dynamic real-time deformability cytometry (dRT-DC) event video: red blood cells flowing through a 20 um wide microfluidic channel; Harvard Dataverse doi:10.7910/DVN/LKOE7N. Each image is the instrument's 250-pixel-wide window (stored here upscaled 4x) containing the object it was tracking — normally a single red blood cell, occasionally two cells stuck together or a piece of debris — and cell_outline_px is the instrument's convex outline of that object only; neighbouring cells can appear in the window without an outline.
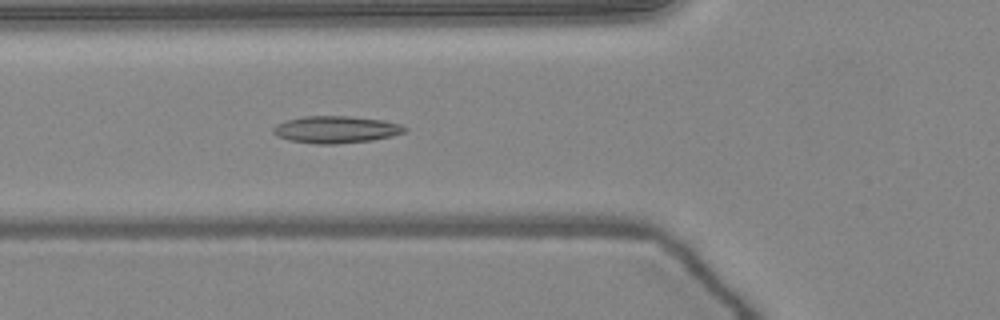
{"species": "common noctule bat (a hibernating species)", "species_latin": "Nyctalus noctula", "temperature_condition": "warm", "stored_images_in_passage": 39, "camera_frame_rate_fps": 3000, "um_per_image_px": 0.085, "animal": {"sex": "female", "body_mass_g": 24.6, "forearm_length_mm": 56.2}, "frame": {"image": 1, "passage_image": 7, "time_ms": 2.0, "image_size_px": [1000, 320], "cell_outline_px": [[408, 128], [404, 132], [392, 136], [372, 140], [336, 144], [316, 144], [288, 140], [276, 136], [272, 132], [272, 128], [276, 124], [288, 120], [304, 116], [348, 116], [384, 120], [400, 124]], "centroid_in_image_um": [28.54, 11.01], "position_along_channel_um": 97.3, "area_um2": 20.81}}
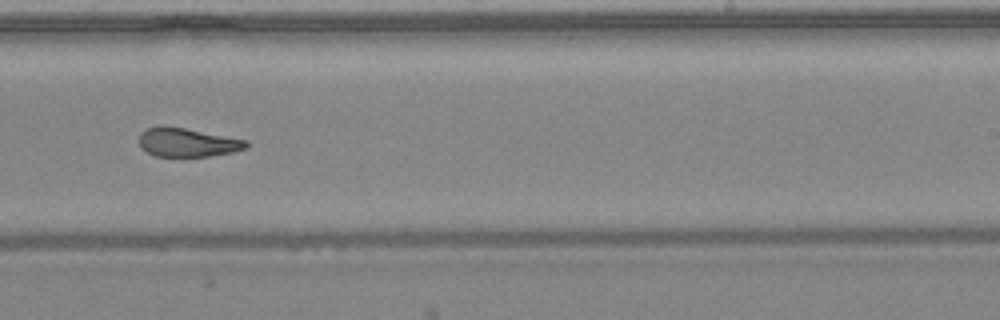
{"frame": {"image": 2, "passage_image": 20, "time_ms": 6.333, "image_size_px": [1000, 320], "cell_outline_px": [[252, 144], [248, 148], [232, 152], [208, 156], [156, 156], [140, 148], [140, 132], [148, 128], [160, 124], [164, 124], [248, 140]], "centroid_in_image_um": [15.95, 12.08], "position_along_channel_um": 273.0, "area_um2": 18.21}}
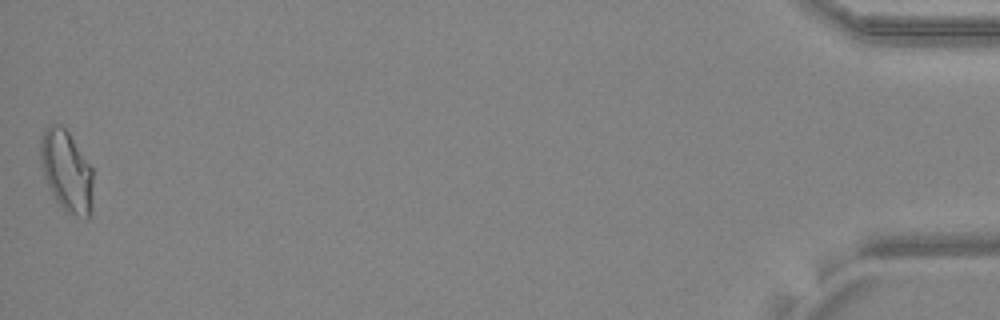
{"frame": {"image": 3, "passage_image": 39, "time_ms": 12.667, "image_size_px": [1000, 320], "cell_outline_px": [[92, 216], [88, 220], [84, 220], [64, 212], [56, 200], [44, 176], [40, 160], [40, 136], [44, 128], [48, 124], [60, 124], [68, 132], [92, 168]], "centroid_in_image_um": [5.66, 14.59], "position_along_channel_um": 429.5, "area_um2": 25.32}, "authors_computed_cell_mechanics": {"area_um2": 19.8254, "velocity_mm_per_s": 4.0578, "shape_relaxation_time_tau1_ms": 9.5309, "shape_relaxation_time_tau2_ms": 1.9346, "deformation_change_tau1": 0.2475, "deformation_change_tau2": 0.1083}}